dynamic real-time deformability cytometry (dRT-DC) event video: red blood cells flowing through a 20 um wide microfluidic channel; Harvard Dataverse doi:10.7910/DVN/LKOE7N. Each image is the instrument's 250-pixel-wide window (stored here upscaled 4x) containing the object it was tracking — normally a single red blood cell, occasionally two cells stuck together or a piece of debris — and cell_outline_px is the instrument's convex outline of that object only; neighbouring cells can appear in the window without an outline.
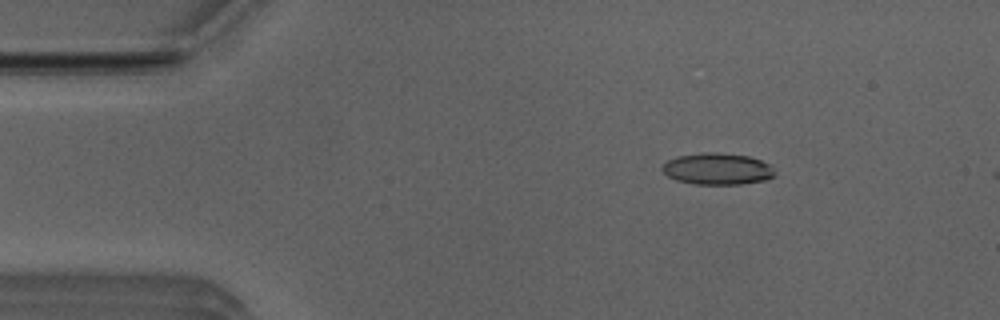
{"species": "Egyptian fruit bat (a non-hibernating species)", "species_latin": "Rousettus aegyptiacus", "temperature_condition": "room temperature", "stored_images_in_passage": 12, "camera_frame_rate_fps": 3000, "um_per_image_px": 0.085, "animal": {"sex": "male"}, "frame": {"image": 1, "passage_image": 8, "time_ms": 2.333, "image_size_px": [1000, 320], "cell_outline_px": [[776, 172], [772, 176], [764, 180], [740, 184], [696, 184], [676, 180], [668, 176], [660, 168], [668, 160], [676, 156], [704, 152], [716, 152], [748, 156], [772, 164]], "centroid_in_image_um": [60.98, 14.34], "position_along_channel_um": 24.0, "area_um2": 20.75}}